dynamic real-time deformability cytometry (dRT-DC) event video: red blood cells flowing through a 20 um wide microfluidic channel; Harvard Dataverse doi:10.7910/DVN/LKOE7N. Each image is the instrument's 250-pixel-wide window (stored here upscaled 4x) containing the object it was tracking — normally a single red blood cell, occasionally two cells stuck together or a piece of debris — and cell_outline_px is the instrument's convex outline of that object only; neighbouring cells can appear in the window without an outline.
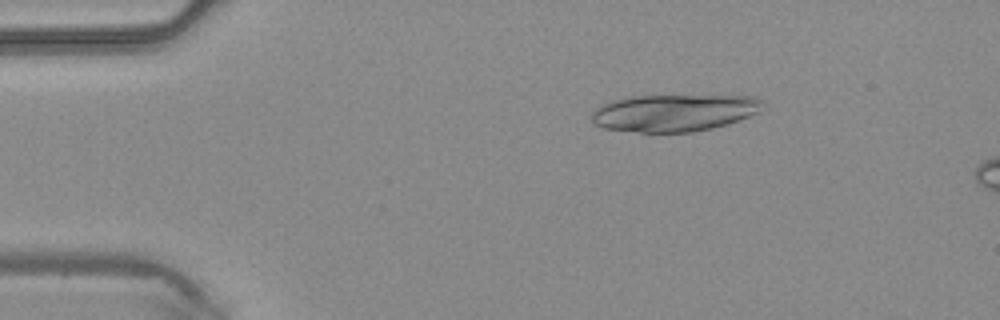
{"species": "common noctule bat (a hibernating species)", "species_latin": "Nyctalus noctula", "temperature_condition": "warm", "stored_images_in_passage": 43, "camera_frame_rate_fps": 3000, "um_per_image_px": 0.085, "animal": {"sex": "male", "body_mass_g": 20.4}, "frame": {"image": 1, "passage_image": 7, "time_ms": 2.0, "image_size_px": [1000, 320], "cell_outline_px": [[764, 104], [756, 112], [748, 116], [728, 124], [712, 128], [692, 132], [640, 132], [604, 128], [596, 124], [592, 120], [592, 112], [596, 108], [612, 100], [628, 96], [756, 96], [764, 100]], "centroid_in_image_um": [57.3, 9.58], "position_along_channel_um": 27.7, "area_um2": 36.76}}
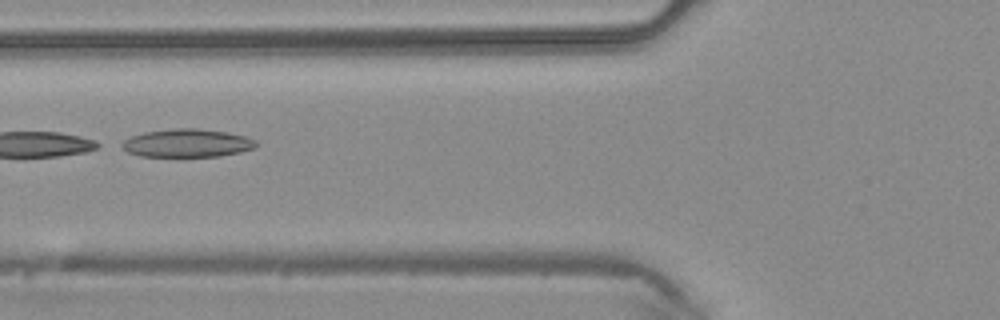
{"frame": {"image": 2, "passage_image": 17, "time_ms": 5.333, "image_size_px": [1000, 320], "cell_outline_px": [[260, 144], [256, 148], [240, 152], [220, 156], [140, 156], [128, 152], [116, 144], [132, 136], [144, 132], [172, 128], [196, 128], [228, 132], [244, 136], [256, 140]], "centroid_in_image_um": [15.91, 12.16], "position_along_channel_um": 109.9, "area_um2": 22.25}}
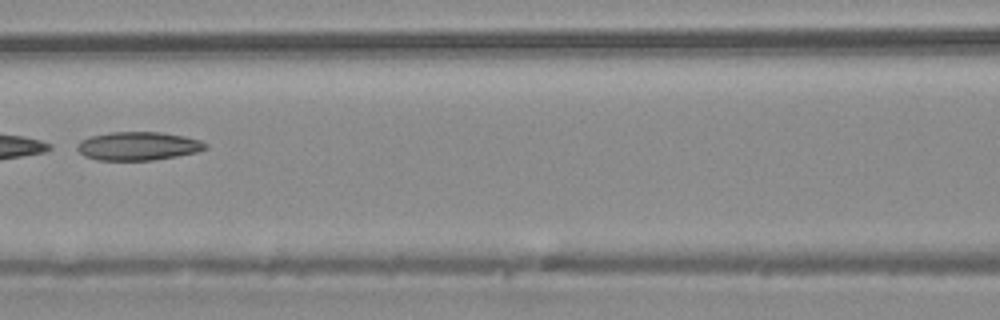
{"frame": {"image": 3, "passage_image": 20, "time_ms": 6.333, "image_size_px": [1000, 320], "cell_outline_px": [[208, 148], [196, 152], [176, 156], [152, 160], [96, 160], [84, 156], [76, 148], [76, 144], [80, 140], [92, 136], [112, 132], [160, 132], [184, 136], [200, 140], [208, 144]], "centroid_in_image_um": [11.73, 12.41], "position_along_channel_um": 154.9, "area_um2": 21.27}}